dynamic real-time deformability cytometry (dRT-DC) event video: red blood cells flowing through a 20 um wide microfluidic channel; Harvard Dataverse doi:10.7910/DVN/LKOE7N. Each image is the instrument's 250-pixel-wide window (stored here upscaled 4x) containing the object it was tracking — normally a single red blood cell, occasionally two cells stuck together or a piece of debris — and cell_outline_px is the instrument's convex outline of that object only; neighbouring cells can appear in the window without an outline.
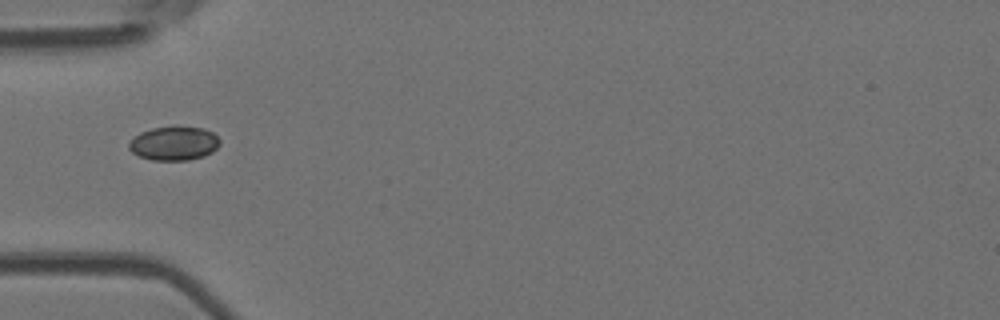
{"species": "Egyptian fruit bat (a non-hibernating species)", "species_latin": "Rousettus aegyptiacus", "temperature_condition": "room temperature", "stored_images_in_passage": 35, "camera_frame_rate_fps": 3000, "um_per_image_px": 0.085, "animal": {"sex": "female"}, "frame": {"image": 1, "passage_image": 1, "time_ms": 0.0, "image_size_px": [1000, 320], "cell_outline_px": [[220, 144], [212, 152], [204, 156], [188, 160], [152, 160], [140, 156], [132, 152], [128, 148], [128, 144], [140, 132], [152, 128], [172, 124], [180, 124], [204, 128], [212, 132], [220, 140]], "centroid_in_image_um": [14.81, 12.14], "position_along_channel_um": 70.2, "area_um2": 18.44}}
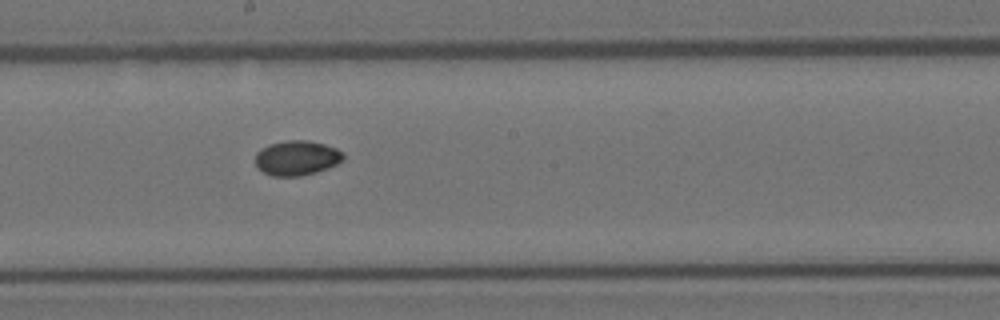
{"frame": {"image": 2, "passage_image": 13, "time_ms": 4.0, "image_size_px": [1000, 320], "cell_outline_px": [[344, 160], [328, 168], [316, 172], [300, 176], [272, 176], [264, 172], [256, 164], [256, 152], [268, 144], [288, 140], [304, 140], [324, 144], [336, 148], [344, 152]], "centroid_in_image_um": [25.25, 13.42], "position_along_channel_um": 223.0, "area_um2": 17.8}}
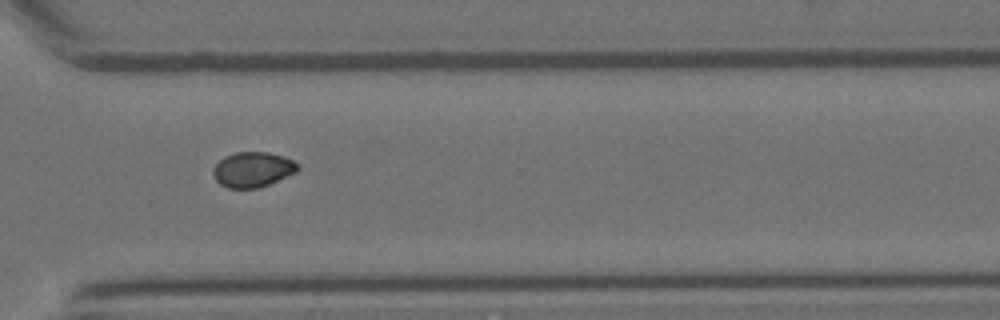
{"frame": {"image": 3, "passage_image": 23, "time_ms": 7.333, "image_size_px": [1000, 320], "cell_outline_px": [[300, 168], [296, 172], [268, 184], [256, 188], [228, 188], [220, 184], [212, 176], [212, 168], [224, 156], [236, 152], [268, 152], [292, 160], [300, 164]], "centroid_in_image_um": [21.45, 14.41], "position_along_channel_um": 349.1, "area_um2": 17.28}, "authors_computed_cell_mechanics": {"area_um2": 17.6868, "velocity_mm_per_s": 3.8036, "shape_relaxation_time_tau1_ms": 11.3016, "shape_relaxation_time_tau2_ms": null, "deformation_change_tau1": 0.1224, "deformation_change_tau2": null}}